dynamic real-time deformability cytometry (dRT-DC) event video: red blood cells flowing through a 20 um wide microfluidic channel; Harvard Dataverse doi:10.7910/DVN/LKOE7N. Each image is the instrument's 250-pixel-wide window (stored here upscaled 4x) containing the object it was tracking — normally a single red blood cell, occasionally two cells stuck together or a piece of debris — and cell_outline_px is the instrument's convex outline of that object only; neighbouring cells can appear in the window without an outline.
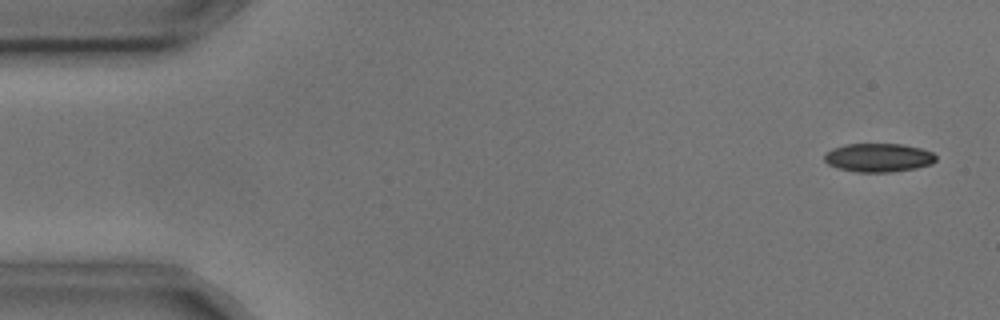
{"species": "common noctule bat (a hibernating species)", "species_latin": "Nyctalus noctula", "temperature_condition": "cold", "stored_images_in_passage": 2, "camera_frame_rate_fps": 3000, "um_per_image_px": 0.085, "animal": {"sex": "male", "body_mass_g": 17.9, "forearm_length_mm": 54.2}, "frame": {"image": 1, "passage_image": 1, "time_ms": 0.0, "image_size_px": [1000, 320], "cell_outline_px": [[936, 160], [932, 164], [916, 168], [892, 172], [856, 172], [836, 168], [828, 164], [824, 160], [824, 152], [832, 148], [844, 144], [904, 144], [920, 148], [932, 152], [936, 156]], "centroid_in_image_um": [74.64, 13.4], "position_along_channel_um": 10.4, "area_um2": 18.84}}